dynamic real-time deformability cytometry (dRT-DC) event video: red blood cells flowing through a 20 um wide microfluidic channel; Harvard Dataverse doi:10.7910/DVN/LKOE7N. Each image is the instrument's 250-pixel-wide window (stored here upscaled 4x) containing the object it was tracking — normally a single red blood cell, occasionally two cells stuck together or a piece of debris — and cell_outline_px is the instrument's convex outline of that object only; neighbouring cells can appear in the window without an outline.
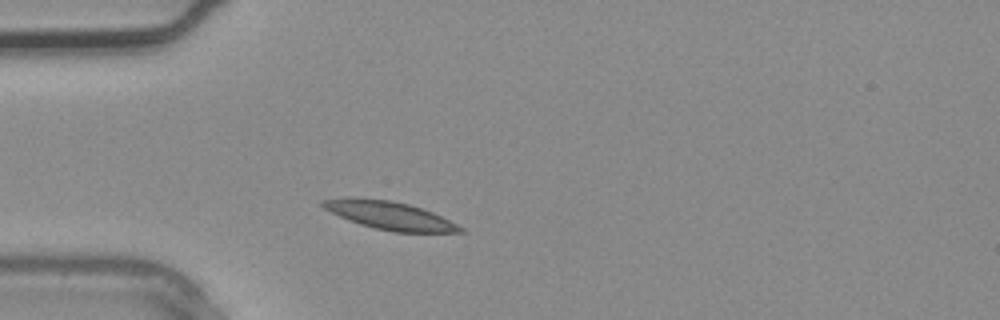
{"species": "common noctule bat (a hibernating species)", "species_latin": "Nyctalus noctula", "temperature_condition": "warm", "stored_images_in_passage": 4, "camera_frame_rate_fps": 3000, "um_per_image_px": 0.085, "animal": {"sex": "male", "body_mass_g": 20.4}, "frame": {"image": 1, "passage_image": 3, "time_ms": 0.667, "image_size_px": [1000, 320], "cell_outline_px": [[464, 232], [392, 232], [360, 224], [340, 216], [324, 208], [320, 204], [320, 200], [340, 196], [356, 196], [392, 200], [408, 204], [432, 212], [464, 228]], "centroid_in_image_um": [33.04, 18.28], "position_along_channel_um": 52.0, "area_um2": 22.6}}